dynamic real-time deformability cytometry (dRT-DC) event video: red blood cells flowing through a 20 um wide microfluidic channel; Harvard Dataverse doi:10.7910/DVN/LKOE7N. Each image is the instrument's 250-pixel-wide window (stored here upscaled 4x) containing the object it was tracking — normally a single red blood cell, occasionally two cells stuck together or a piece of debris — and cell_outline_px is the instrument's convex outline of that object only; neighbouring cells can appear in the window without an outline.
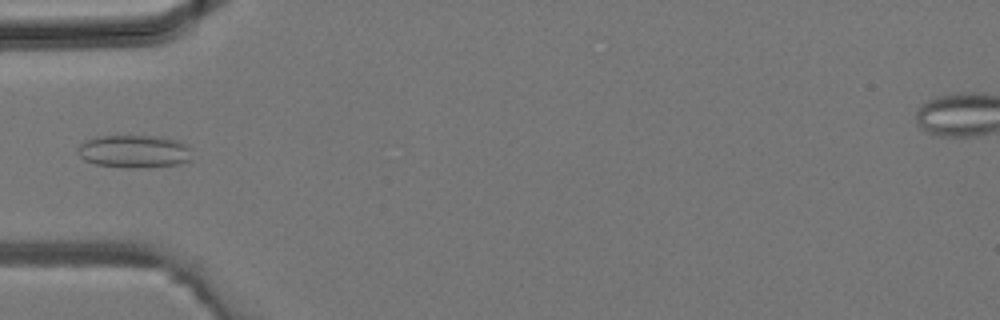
{"species": "common noctule bat (a hibernating species)", "species_latin": "Nyctalus noctula", "temperature_condition": "room temperature", "stored_images_in_passage": 37, "camera_frame_rate_fps": 3000, "um_per_image_px": 0.085, "animal": {"sex": "male", "body_mass_g": 19.2, "forearm_length_mm": 51.8}, "frame": {"image": 1, "passage_image": 12, "time_ms": 3.667, "image_size_px": [1000, 320], "cell_outline_px": [[192, 160], [176, 164], [136, 168], [128, 168], [96, 164], [84, 160], [80, 156], [80, 144], [84, 140], [96, 136], [164, 136], [176, 140], [184, 144], [188, 148]], "centroid_in_image_um": [11.39, 12.86], "position_along_channel_um": 73.6, "area_um2": 21.68}}
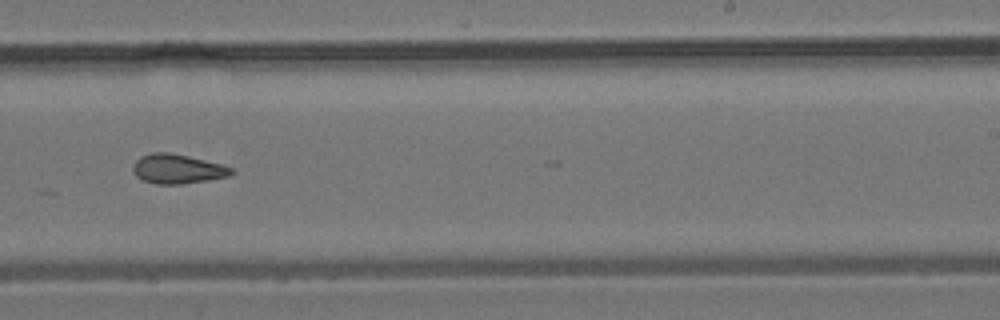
{"frame": {"image": 2, "passage_image": 23, "time_ms": 7.333, "image_size_px": [1000, 320], "cell_outline_px": [[236, 172], [228, 176], [208, 180], [180, 184], [156, 184], [144, 180], [136, 176], [132, 172], [132, 168], [136, 160], [140, 156], [152, 152], [168, 152], [188, 156], [220, 164], [232, 168]], "centroid_in_image_um": [15.06, 14.36], "position_along_channel_um": 273.9, "area_um2": 16.82}}
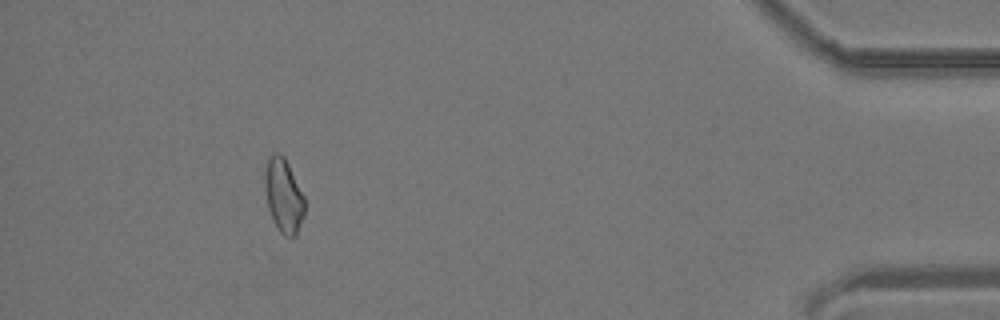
{"frame": {"image": 3, "passage_image": 34, "time_ms": 11.0, "image_size_px": [1000, 320], "cell_outline_px": [[304, 216], [296, 236], [284, 236], [280, 232], [272, 220], [268, 208], [264, 188], [264, 176], [268, 156], [276, 152], [284, 156], [304, 196]], "centroid_in_image_um": [24.09, 16.63], "position_along_channel_um": 411.1, "area_um2": 17.22}}